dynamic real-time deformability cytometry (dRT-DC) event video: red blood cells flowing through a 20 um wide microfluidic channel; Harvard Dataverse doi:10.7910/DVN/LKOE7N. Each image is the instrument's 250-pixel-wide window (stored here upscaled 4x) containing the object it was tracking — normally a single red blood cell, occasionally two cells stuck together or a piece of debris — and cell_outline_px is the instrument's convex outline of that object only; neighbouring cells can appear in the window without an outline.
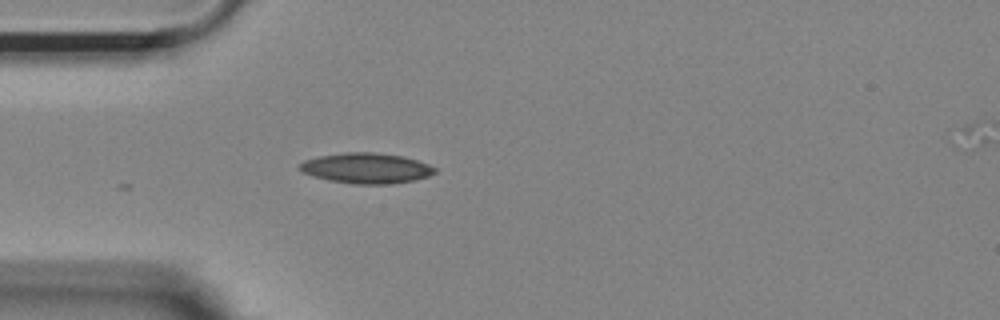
{"species": "Egyptian fruit bat (a non-hibernating species)", "species_latin": "Rousettus aegyptiacus", "temperature_condition": "room temperature", "stored_images_in_passage": 4, "camera_frame_rate_fps": 3000, "um_per_image_px": 0.085, "animal": {"sex": "female"}, "frame": {"image": 1, "passage_image": 1, "time_ms": 0.0, "image_size_px": [1000, 320], "cell_outline_px": [[436, 172], [428, 176], [416, 180], [392, 184], [352, 184], [312, 176], [304, 172], [300, 168], [300, 164], [304, 160], [320, 156], [344, 152], [372, 152], [404, 156], [428, 164], [436, 168]], "centroid_in_image_um": [31.18, 14.29], "position_along_channel_um": 53.8, "area_um2": 23.87}}
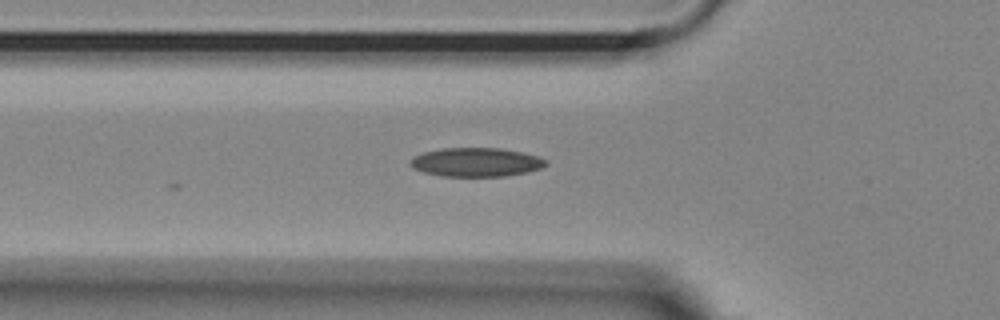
{"frame": {"image": 2, "passage_image": 4, "time_ms": 1.0, "image_size_px": [1000, 320], "cell_outline_px": [[548, 164], [540, 168], [528, 172], [504, 176], [440, 176], [424, 172], [412, 168], [408, 164], [408, 160], [412, 156], [424, 152], [440, 148], [500, 148], [524, 152], [540, 156], [548, 160]], "centroid_in_image_um": [40.46, 13.78], "position_along_channel_um": 85.3, "area_um2": 23.18}}